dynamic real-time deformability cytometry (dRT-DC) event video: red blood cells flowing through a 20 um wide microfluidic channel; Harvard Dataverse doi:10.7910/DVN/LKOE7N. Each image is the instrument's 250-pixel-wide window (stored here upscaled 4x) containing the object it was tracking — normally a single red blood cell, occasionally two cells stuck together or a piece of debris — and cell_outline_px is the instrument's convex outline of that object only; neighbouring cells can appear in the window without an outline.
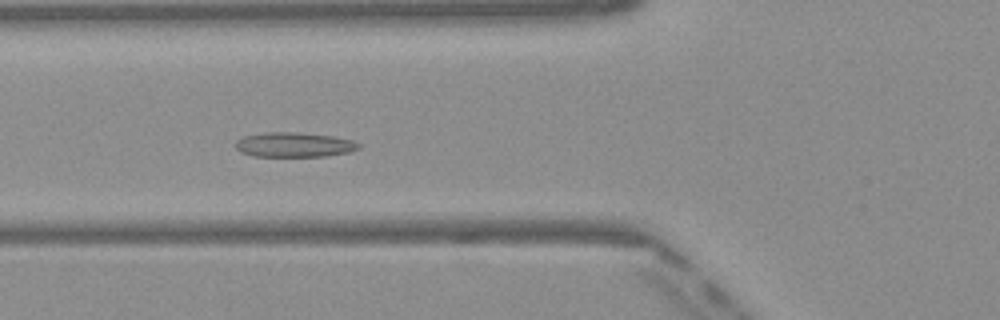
{"species": "Egyptian fruit bat (a non-hibernating species)", "species_latin": "Rousettus aegyptiacus", "temperature_condition": "warm", "stored_images_in_passage": 48, "camera_frame_rate_fps": 3000, "um_per_image_px": 0.085, "frame": {"image": 1, "passage_image": 17, "time_ms": 5.333, "image_size_px": [1000, 320], "cell_outline_px": [[360, 148], [348, 152], [324, 156], [252, 156], [240, 152], [236, 148], [236, 140], [244, 136], [264, 132], [292, 132], [332, 136], [352, 140], [360, 144]], "centroid_in_image_um": [24.97, 12.3], "position_along_channel_um": 100.8, "area_um2": 17.63}}
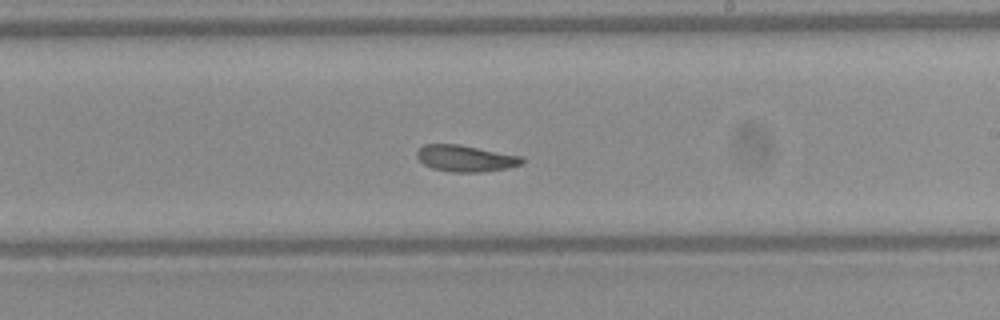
{"frame": {"image": 2, "passage_image": 28, "time_ms": 9.0, "image_size_px": [1000, 320], "cell_outline_px": [[524, 164], [508, 168], [484, 172], [452, 172], [432, 168], [424, 164], [416, 156], [416, 152], [424, 144], [460, 144], [524, 156]], "centroid_in_image_um": [39.63, 13.46], "position_along_channel_um": 249.4, "area_um2": 16.47}}
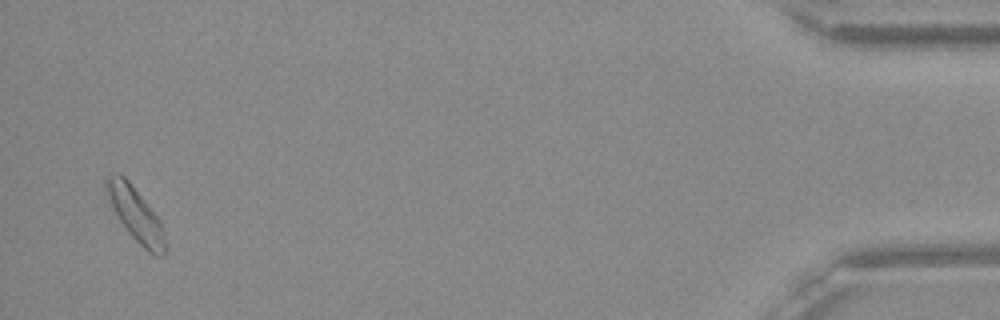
{"frame": {"image": 3, "passage_image": 47, "time_ms": 15.333, "image_size_px": [1000, 320], "cell_outline_px": [[164, 256], [156, 256], [148, 252], [128, 232], [120, 220], [104, 192], [104, 180], [112, 172], [120, 172], [128, 180], [160, 220], [164, 236]], "centroid_in_image_um": [11.47, 18.15], "position_along_channel_um": 423.7, "area_um2": 18.21}, "authors_computed_cell_mechanics": {"area_um2": 16.8776, "velocity_mm_per_s": 4.053, "shape_relaxation_time_tau1_ms": 11.2313, "shape_relaxation_time_tau2_ms": 2.5323, "deformation_change_tau1": 0.1691, "deformation_change_tau2": 0.0865}}